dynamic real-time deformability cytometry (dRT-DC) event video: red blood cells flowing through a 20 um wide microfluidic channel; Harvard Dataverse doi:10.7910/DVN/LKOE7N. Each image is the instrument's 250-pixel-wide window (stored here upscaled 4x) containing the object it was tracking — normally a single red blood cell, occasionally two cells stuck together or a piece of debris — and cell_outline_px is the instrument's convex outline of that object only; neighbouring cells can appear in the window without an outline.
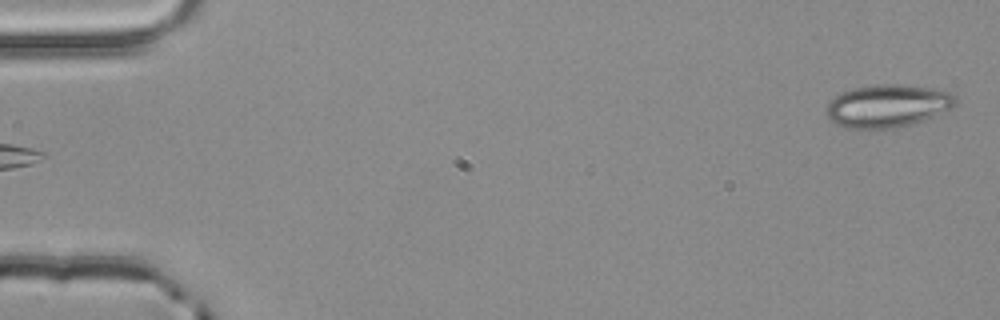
{"species": "common noctule bat (a hibernating species)", "species_latin": "Nyctalus noctula", "temperature_condition": "room temperature", "stored_images_in_passage": 3, "camera_frame_rate_fps": 3000, "um_per_image_px": 0.085, "animal": {"sex": "male", "body_mass_g": 20.4}, "frame": {"image": 1, "passage_image": 3, "time_ms": 0.667, "image_size_px": [1000, 320], "cell_outline_px": [[956, 104], [952, 108], [924, 120], [912, 124], [888, 128], [844, 128], [836, 124], [828, 116], [824, 108], [840, 92], [856, 88], [876, 84], [900, 84], [928, 88], [948, 92], [956, 96]], "centroid_in_image_um": [75.43, 9.0], "position_along_channel_um": 9.6, "area_um2": 31.91}}